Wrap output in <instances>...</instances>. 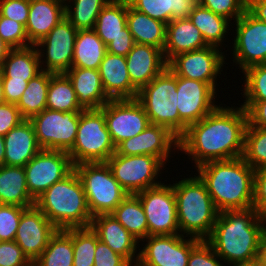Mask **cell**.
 <instances>
[{"label":"cell","instance_id":"obj_21","mask_svg":"<svg viewBox=\"0 0 266 266\" xmlns=\"http://www.w3.org/2000/svg\"><path fill=\"white\" fill-rule=\"evenodd\" d=\"M126 64L131 83L138 91L168 67L161 49L139 43L127 54Z\"/></svg>","mask_w":266,"mask_h":266},{"label":"cell","instance_id":"obj_41","mask_svg":"<svg viewBox=\"0 0 266 266\" xmlns=\"http://www.w3.org/2000/svg\"><path fill=\"white\" fill-rule=\"evenodd\" d=\"M245 76L244 103H256L266 100V63L247 68Z\"/></svg>","mask_w":266,"mask_h":266},{"label":"cell","instance_id":"obj_36","mask_svg":"<svg viewBox=\"0 0 266 266\" xmlns=\"http://www.w3.org/2000/svg\"><path fill=\"white\" fill-rule=\"evenodd\" d=\"M53 73L41 71L28 81V86L16 104L23 119L30 120L47 108V94Z\"/></svg>","mask_w":266,"mask_h":266},{"label":"cell","instance_id":"obj_49","mask_svg":"<svg viewBox=\"0 0 266 266\" xmlns=\"http://www.w3.org/2000/svg\"><path fill=\"white\" fill-rule=\"evenodd\" d=\"M94 266H132L123 256L100 240L96 243Z\"/></svg>","mask_w":266,"mask_h":266},{"label":"cell","instance_id":"obj_14","mask_svg":"<svg viewBox=\"0 0 266 266\" xmlns=\"http://www.w3.org/2000/svg\"><path fill=\"white\" fill-rule=\"evenodd\" d=\"M77 31L64 17L44 38L34 45L38 52L42 71L59 74L66 73L72 67Z\"/></svg>","mask_w":266,"mask_h":266},{"label":"cell","instance_id":"obj_43","mask_svg":"<svg viewBox=\"0 0 266 266\" xmlns=\"http://www.w3.org/2000/svg\"><path fill=\"white\" fill-rule=\"evenodd\" d=\"M0 36L12 48L32 46L22 23L0 15Z\"/></svg>","mask_w":266,"mask_h":266},{"label":"cell","instance_id":"obj_58","mask_svg":"<svg viewBox=\"0 0 266 266\" xmlns=\"http://www.w3.org/2000/svg\"><path fill=\"white\" fill-rule=\"evenodd\" d=\"M12 48L0 36V68Z\"/></svg>","mask_w":266,"mask_h":266},{"label":"cell","instance_id":"obj_6","mask_svg":"<svg viewBox=\"0 0 266 266\" xmlns=\"http://www.w3.org/2000/svg\"><path fill=\"white\" fill-rule=\"evenodd\" d=\"M143 106L151 124L167 127L180 138L188 125L179 117L176 75L167 67L147 85L136 98Z\"/></svg>","mask_w":266,"mask_h":266},{"label":"cell","instance_id":"obj_24","mask_svg":"<svg viewBox=\"0 0 266 266\" xmlns=\"http://www.w3.org/2000/svg\"><path fill=\"white\" fill-rule=\"evenodd\" d=\"M4 165L24 167L42 148L30 120L24 119L4 136Z\"/></svg>","mask_w":266,"mask_h":266},{"label":"cell","instance_id":"obj_53","mask_svg":"<svg viewBox=\"0 0 266 266\" xmlns=\"http://www.w3.org/2000/svg\"><path fill=\"white\" fill-rule=\"evenodd\" d=\"M4 98L6 103L17 104L28 86V82L2 78Z\"/></svg>","mask_w":266,"mask_h":266},{"label":"cell","instance_id":"obj_30","mask_svg":"<svg viewBox=\"0 0 266 266\" xmlns=\"http://www.w3.org/2000/svg\"><path fill=\"white\" fill-rule=\"evenodd\" d=\"M0 204L22 207L35 205L27 188L24 167L0 166Z\"/></svg>","mask_w":266,"mask_h":266},{"label":"cell","instance_id":"obj_11","mask_svg":"<svg viewBox=\"0 0 266 266\" xmlns=\"http://www.w3.org/2000/svg\"><path fill=\"white\" fill-rule=\"evenodd\" d=\"M80 112L44 109L30 119L38 145L45 150L68 152L74 145Z\"/></svg>","mask_w":266,"mask_h":266},{"label":"cell","instance_id":"obj_16","mask_svg":"<svg viewBox=\"0 0 266 266\" xmlns=\"http://www.w3.org/2000/svg\"><path fill=\"white\" fill-rule=\"evenodd\" d=\"M214 46L177 54L168 62L169 69L179 77L199 80L211 85L216 91L217 75L225 64L224 52Z\"/></svg>","mask_w":266,"mask_h":266},{"label":"cell","instance_id":"obj_61","mask_svg":"<svg viewBox=\"0 0 266 266\" xmlns=\"http://www.w3.org/2000/svg\"><path fill=\"white\" fill-rule=\"evenodd\" d=\"M265 221V232H266V215L263 216Z\"/></svg>","mask_w":266,"mask_h":266},{"label":"cell","instance_id":"obj_32","mask_svg":"<svg viewBox=\"0 0 266 266\" xmlns=\"http://www.w3.org/2000/svg\"><path fill=\"white\" fill-rule=\"evenodd\" d=\"M107 47L93 29L78 30L72 67L99 70Z\"/></svg>","mask_w":266,"mask_h":266},{"label":"cell","instance_id":"obj_18","mask_svg":"<svg viewBox=\"0 0 266 266\" xmlns=\"http://www.w3.org/2000/svg\"><path fill=\"white\" fill-rule=\"evenodd\" d=\"M179 117L189 126L199 122L219 105L216 90L208 83L176 76Z\"/></svg>","mask_w":266,"mask_h":266},{"label":"cell","instance_id":"obj_40","mask_svg":"<svg viewBox=\"0 0 266 266\" xmlns=\"http://www.w3.org/2000/svg\"><path fill=\"white\" fill-rule=\"evenodd\" d=\"M97 233L89 227L73 228V266H94Z\"/></svg>","mask_w":266,"mask_h":266},{"label":"cell","instance_id":"obj_27","mask_svg":"<svg viewBox=\"0 0 266 266\" xmlns=\"http://www.w3.org/2000/svg\"><path fill=\"white\" fill-rule=\"evenodd\" d=\"M200 30L189 18L172 20L167 24L164 57L169 62L177 54L207 47Z\"/></svg>","mask_w":266,"mask_h":266},{"label":"cell","instance_id":"obj_37","mask_svg":"<svg viewBox=\"0 0 266 266\" xmlns=\"http://www.w3.org/2000/svg\"><path fill=\"white\" fill-rule=\"evenodd\" d=\"M47 108L60 112H81L73 85L65 73L52 74L48 86Z\"/></svg>","mask_w":266,"mask_h":266},{"label":"cell","instance_id":"obj_22","mask_svg":"<svg viewBox=\"0 0 266 266\" xmlns=\"http://www.w3.org/2000/svg\"><path fill=\"white\" fill-rule=\"evenodd\" d=\"M90 226L97 233L101 242L123 256L132 266H136L139 258V252L138 254L136 252L140 247V241L127 231L113 215H97L92 218Z\"/></svg>","mask_w":266,"mask_h":266},{"label":"cell","instance_id":"obj_59","mask_svg":"<svg viewBox=\"0 0 266 266\" xmlns=\"http://www.w3.org/2000/svg\"><path fill=\"white\" fill-rule=\"evenodd\" d=\"M4 157H5L4 137L0 135V166L4 165Z\"/></svg>","mask_w":266,"mask_h":266},{"label":"cell","instance_id":"obj_25","mask_svg":"<svg viewBox=\"0 0 266 266\" xmlns=\"http://www.w3.org/2000/svg\"><path fill=\"white\" fill-rule=\"evenodd\" d=\"M65 17V0H29L28 40L35 45Z\"/></svg>","mask_w":266,"mask_h":266},{"label":"cell","instance_id":"obj_47","mask_svg":"<svg viewBox=\"0 0 266 266\" xmlns=\"http://www.w3.org/2000/svg\"><path fill=\"white\" fill-rule=\"evenodd\" d=\"M0 266H33L15 241H0Z\"/></svg>","mask_w":266,"mask_h":266},{"label":"cell","instance_id":"obj_4","mask_svg":"<svg viewBox=\"0 0 266 266\" xmlns=\"http://www.w3.org/2000/svg\"><path fill=\"white\" fill-rule=\"evenodd\" d=\"M35 205L57 229L89 227L92 222L85 191L75 169L41 194Z\"/></svg>","mask_w":266,"mask_h":266},{"label":"cell","instance_id":"obj_8","mask_svg":"<svg viewBox=\"0 0 266 266\" xmlns=\"http://www.w3.org/2000/svg\"><path fill=\"white\" fill-rule=\"evenodd\" d=\"M85 191L92 217L111 214L129 194L115 179L106 162L74 166Z\"/></svg>","mask_w":266,"mask_h":266},{"label":"cell","instance_id":"obj_10","mask_svg":"<svg viewBox=\"0 0 266 266\" xmlns=\"http://www.w3.org/2000/svg\"><path fill=\"white\" fill-rule=\"evenodd\" d=\"M148 223V236L180 234L172 184L161 183L136 193Z\"/></svg>","mask_w":266,"mask_h":266},{"label":"cell","instance_id":"obj_39","mask_svg":"<svg viewBox=\"0 0 266 266\" xmlns=\"http://www.w3.org/2000/svg\"><path fill=\"white\" fill-rule=\"evenodd\" d=\"M242 158L254 170L266 168V128L247 125Z\"/></svg>","mask_w":266,"mask_h":266},{"label":"cell","instance_id":"obj_54","mask_svg":"<svg viewBox=\"0 0 266 266\" xmlns=\"http://www.w3.org/2000/svg\"><path fill=\"white\" fill-rule=\"evenodd\" d=\"M199 3V0H171V21L188 18Z\"/></svg>","mask_w":266,"mask_h":266},{"label":"cell","instance_id":"obj_12","mask_svg":"<svg viewBox=\"0 0 266 266\" xmlns=\"http://www.w3.org/2000/svg\"><path fill=\"white\" fill-rule=\"evenodd\" d=\"M233 63L246 70L266 63V23L255 18L248 10L234 21Z\"/></svg>","mask_w":266,"mask_h":266},{"label":"cell","instance_id":"obj_3","mask_svg":"<svg viewBox=\"0 0 266 266\" xmlns=\"http://www.w3.org/2000/svg\"><path fill=\"white\" fill-rule=\"evenodd\" d=\"M197 168L219 212L252 208L255 170L242 157L211 161Z\"/></svg>","mask_w":266,"mask_h":266},{"label":"cell","instance_id":"obj_7","mask_svg":"<svg viewBox=\"0 0 266 266\" xmlns=\"http://www.w3.org/2000/svg\"><path fill=\"white\" fill-rule=\"evenodd\" d=\"M116 147L106 126L104 106L82 110L73 147L67 152L73 166L81 163L106 162Z\"/></svg>","mask_w":266,"mask_h":266},{"label":"cell","instance_id":"obj_28","mask_svg":"<svg viewBox=\"0 0 266 266\" xmlns=\"http://www.w3.org/2000/svg\"><path fill=\"white\" fill-rule=\"evenodd\" d=\"M127 26L135 43L164 50L167 25L132 8L127 1Z\"/></svg>","mask_w":266,"mask_h":266},{"label":"cell","instance_id":"obj_38","mask_svg":"<svg viewBox=\"0 0 266 266\" xmlns=\"http://www.w3.org/2000/svg\"><path fill=\"white\" fill-rule=\"evenodd\" d=\"M67 1L68 0H65V18L77 30H85V29H94L100 11L111 0H69L68 2ZM68 4H73V5H68Z\"/></svg>","mask_w":266,"mask_h":266},{"label":"cell","instance_id":"obj_31","mask_svg":"<svg viewBox=\"0 0 266 266\" xmlns=\"http://www.w3.org/2000/svg\"><path fill=\"white\" fill-rule=\"evenodd\" d=\"M41 71L40 59L34 45L11 49L0 68L2 78L27 82Z\"/></svg>","mask_w":266,"mask_h":266},{"label":"cell","instance_id":"obj_45","mask_svg":"<svg viewBox=\"0 0 266 266\" xmlns=\"http://www.w3.org/2000/svg\"><path fill=\"white\" fill-rule=\"evenodd\" d=\"M200 4L228 20L236 21L247 10V0H199Z\"/></svg>","mask_w":266,"mask_h":266},{"label":"cell","instance_id":"obj_20","mask_svg":"<svg viewBox=\"0 0 266 266\" xmlns=\"http://www.w3.org/2000/svg\"><path fill=\"white\" fill-rule=\"evenodd\" d=\"M57 230L42 211L34 205L22 212L14 241L33 263L42 254L49 239Z\"/></svg>","mask_w":266,"mask_h":266},{"label":"cell","instance_id":"obj_42","mask_svg":"<svg viewBox=\"0 0 266 266\" xmlns=\"http://www.w3.org/2000/svg\"><path fill=\"white\" fill-rule=\"evenodd\" d=\"M28 207L0 204V241H14L22 212Z\"/></svg>","mask_w":266,"mask_h":266},{"label":"cell","instance_id":"obj_51","mask_svg":"<svg viewBox=\"0 0 266 266\" xmlns=\"http://www.w3.org/2000/svg\"><path fill=\"white\" fill-rule=\"evenodd\" d=\"M22 118L16 104L3 103L0 105V135L5 136L12 128L17 126Z\"/></svg>","mask_w":266,"mask_h":266},{"label":"cell","instance_id":"obj_13","mask_svg":"<svg viewBox=\"0 0 266 266\" xmlns=\"http://www.w3.org/2000/svg\"><path fill=\"white\" fill-rule=\"evenodd\" d=\"M24 169L29 194L36 200L54 183L67 176L74 166L67 152L41 149Z\"/></svg>","mask_w":266,"mask_h":266},{"label":"cell","instance_id":"obj_50","mask_svg":"<svg viewBox=\"0 0 266 266\" xmlns=\"http://www.w3.org/2000/svg\"><path fill=\"white\" fill-rule=\"evenodd\" d=\"M252 208L266 215V168L255 170Z\"/></svg>","mask_w":266,"mask_h":266},{"label":"cell","instance_id":"obj_57","mask_svg":"<svg viewBox=\"0 0 266 266\" xmlns=\"http://www.w3.org/2000/svg\"><path fill=\"white\" fill-rule=\"evenodd\" d=\"M255 266H266V232L261 237Z\"/></svg>","mask_w":266,"mask_h":266},{"label":"cell","instance_id":"obj_23","mask_svg":"<svg viewBox=\"0 0 266 266\" xmlns=\"http://www.w3.org/2000/svg\"><path fill=\"white\" fill-rule=\"evenodd\" d=\"M99 73L103 89L110 100L137 98L138 90L131 83L125 56L106 52Z\"/></svg>","mask_w":266,"mask_h":266},{"label":"cell","instance_id":"obj_34","mask_svg":"<svg viewBox=\"0 0 266 266\" xmlns=\"http://www.w3.org/2000/svg\"><path fill=\"white\" fill-rule=\"evenodd\" d=\"M73 228L58 229L33 266H73Z\"/></svg>","mask_w":266,"mask_h":266},{"label":"cell","instance_id":"obj_19","mask_svg":"<svg viewBox=\"0 0 266 266\" xmlns=\"http://www.w3.org/2000/svg\"><path fill=\"white\" fill-rule=\"evenodd\" d=\"M179 151V138L167 127L151 124L140 134L126 139L116 146L115 154L151 155L159 158L164 164L169 161L173 149ZM170 156V157H169Z\"/></svg>","mask_w":266,"mask_h":266},{"label":"cell","instance_id":"obj_29","mask_svg":"<svg viewBox=\"0 0 266 266\" xmlns=\"http://www.w3.org/2000/svg\"><path fill=\"white\" fill-rule=\"evenodd\" d=\"M93 30L106 46L118 36L132 35L127 26V0H111L105 5Z\"/></svg>","mask_w":266,"mask_h":266},{"label":"cell","instance_id":"obj_9","mask_svg":"<svg viewBox=\"0 0 266 266\" xmlns=\"http://www.w3.org/2000/svg\"><path fill=\"white\" fill-rule=\"evenodd\" d=\"M106 163L115 179L129 194H136L161 184L157 179L164 163L157 157L114 153Z\"/></svg>","mask_w":266,"mask_h":266},{"label":"cell","instance_id":"obj_2","mask_svg":"<svg viewBox=\"0 0 266 266\" xmlns=\"http://www.w3.org/2000/svg\"><path fill=\"white\" fill-rule=\"evenodd\" d=\"M264 233V217L255 209L224 210L219 212L206 241L225 265L255 266Z\"/></svg>","mask_w":266,"mask_h":266},{"label":"cell","instance_id":"obj_46","mask_svg":"<svg viewBox=\"0 0 266 266\" xmlns=\"http://www.w3.org/2000/svg\"><path fill=\"white\" fill-rule=\"evenodd\" d=\"M219 260L222 261L213 247L206 240H201L191 250L187 266H223L224 263Z\"/></svg>","mask_w":266,"mask_h":266},{"label":"cell","instance_id":"obj_56","mask_svg":"<svg viewBox=\"0 0 266 266\" xmlns=\"http://www.w3.org/2000/svg\"><path fill=\"white\" fill-rule=\"evenodd\" d=\"M247 10L255 18L266 23V0H247Z\"/></svg>","mask_w":266,"mask_h":266},{"label":"cell","instance_id":"obj_1","mask_svg":"<svg viewBox=\"0 0 266 266\" xmlns=\"http://www.w3.org/2000/svg\"><path fill=\"white\" fill-rule=\"evenodd\" d=\"M247 113L241 107L218 106L179 138V150L197 167L211 161L240 158L244 151ZM192 157V158H191Z\"/></svg>","mask_w":266,"mask_h":266},{"label":"cell","instance_id":"obj_5","mask_svg":"<svg viewBox=\"0 0 266 266\" xmlns=\"http://www.w3.org/2000/svg\"><path fill=\"white\" fill-rule=\"evenodd\" d=\"M178 226L181 235L207 240L214 228L219 211L199 176L182 178L173 183Z\"/></svg>","mask_w":266,"mask_h":266},{"label":"cell","instance_id":"obj_52","mask_svg":"<svg viewBox=\"0 0 266 266\" xmlns=\"http://www.w3.org/2000/svg\"><path fill=\"white\" fill-rule=\"evenodd\" d=\"M239 106L245 109L249 125L266 128V100L256 103H243Z\"/></svg>","mask_w":266,"mask_h":266},{"label":"cell","instance_id":"obj_60","mask_svg":"<svg viewBox=\"0 0 266 266\" xmlns=\"http://www.w3.org/2000/svg\"><path fill=\"white\" fill-rule=\"evenodd\" d=\"M3 103H5V98H4L3 82L0 72V105Z\"/></svg>","mask_w":266,"mask_h":266},{"label":"cell","instance_id":"obj_26","mask_svg":"<svg viewBox=\"0 0 266 266\" xmlns=\"http://www.w3.org/2000/svg\"><path fill=\"white\" fill-rule=\"evenodd\" d=\"M65 74L83 110L100 109L110 100L103 89L99 70L71 67Z\"/></svg>","mask_w":266,"mask_h":266},{"label":"cell","instance_id":"obj_17","mask_svg":"<svg viewBox=\"0 0 266 266\" xmlns=\"http://www.w3.org/2000/svg\"><path fill=\"white\" fill-rule=\"evenodd\" d=\"M107 129L115 147L126 139L137 136L150 120L137 99L109 100L104 105Z\"/></svg>","mask_w":266,"mask_h":266},{"label":"cell","instance_id":"obj_35","mask_svg":"<svg viewBox=\"0 0 266 266\" xmlns=\"http://www.w3.org/2000/svg\"><path fill=\"white\" fill-rule=\"evenodd\" d=\"M111 215L138 241H142L148 236L146 215L136 194H128Z\"/></svg>","mask_w":266,"mask_h":266},{"label":"cell","instance_id":"obj_55","mask_svg":"<svg viewBox=\"0 0 266 266\" xmlns=\"http://www.w3.org/2000/svg\"><path fill=\"white\" fill-rule=\"evenodd\" d=\"M135 45L132 35L118 36L113 39L106 47L107 52L120 56H127Z\"/></svg>","mask_w":266,"mask_h":266},{"label":"cell","instance_id":"obj_15","mask_svg":"<svg viewBox=\"0 0 266 266\" xmlns=\"http://www.w3.org/2000/svg\"><path fill=\"white\" fill-rule=\"evenodd\" d=\"M177 235L147 236L136 266H187L191 250L201 241Z\"/></svg>","mask_w":266,"mask_h":266},{"label":"cell","instance_id":"obj_48","mask_svg":"<svg viewBox=\"0 0 266 266\" xmlns=\"http://www.w3.org/2000/svg\"><path fill=\"white\" fill-rule=\"evenodd\" d=\"M29 14V0H0V15L26 26Z\"/></svg>","mask_w":266,"mask_h":266},{"label":"cell","instance_id":"obj_44","mask_svg":"<svg viewBox=\"0 0 266 266\" xmlns=\"http://www.w3.org/2000/svg\"><path fill=\"white\" fill-rule=\"evenodd\" d=\"M135 10L159 20L166 25L171 22V0H127Z\"/></svg>","mask_w":266,"mask_h":266},{"label":"cell","instance_id":"obj_33","mask_svg":"<svg viewBox=\"0 0 266 266\" xmlns=\"http://www.w3.org/2000/svg\"><path fill=\"white\" fill-rule=\"evenodd\" d=\"M188 18L200 30L208 46L221 48L225 35L230 30V20L215 14L200 3L193 9Z\"/></svg>","mask_w":266,"mask_h":266}]
</instances>
